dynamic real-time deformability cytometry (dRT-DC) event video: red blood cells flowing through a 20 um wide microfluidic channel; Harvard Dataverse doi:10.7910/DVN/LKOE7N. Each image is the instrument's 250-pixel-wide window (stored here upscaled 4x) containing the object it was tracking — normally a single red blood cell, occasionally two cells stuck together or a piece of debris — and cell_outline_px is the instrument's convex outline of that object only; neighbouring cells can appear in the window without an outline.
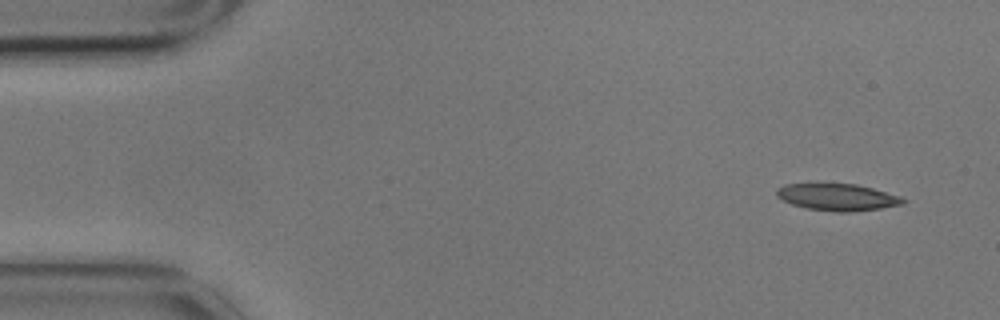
{"species": "common noctule bat (a hibernating species)", "species_latin": "Nyctalus noctula", "temperature_condition": "cold", "stored_images_in_passage": 5, "camera_frame_rate_fps": 3000, "um_per_image_px": 0.085, "animal": {"sex": "male", "body_mass_g": 17.9}, "frame": {"image": 1, "passage_image": 1, "time_ms": 0.0, "image_size_px": [1000, 320], "cell_outline_px": [[908, 200], [904, 204], [880, 208], [852, 212], [836, 212], [804, 208], [792, 204], [776, 196], [776, 188], [784, 184], [856, 184], [872, 188], [900, 196]], "centroid_in_image_um": [71.19, 16.76], "position_along_channel_um": 13.8, "area_um2": 19.83}}
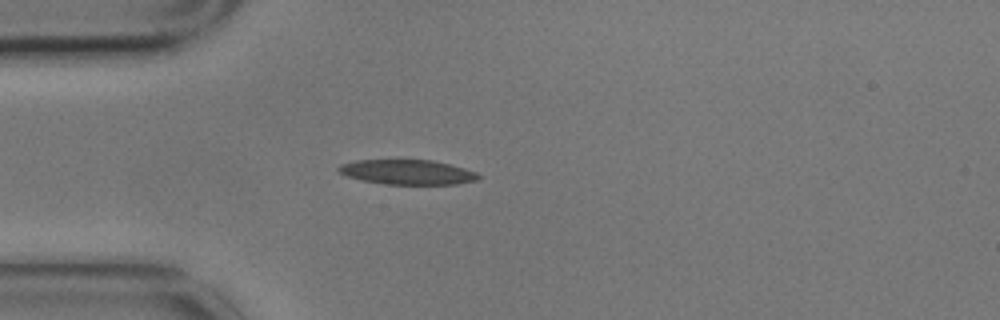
{"frame": {"image": 2, "passage_image": 4, "time_ms": 1.0, "image_size_px": [1000, 320], "cell_outline_px": [[480, 176], [476, 180], [456, 184], [384, 184], [360, 180], [348, 176], [340, 172], [336, 168], [340, 164], [356, 160], [432, 160], [464, 168], [476, 172]], "centroid_in_image_um": [34.6, 14.63], "position_along_channel_um": 50.4, "area_um2": 20.06}}